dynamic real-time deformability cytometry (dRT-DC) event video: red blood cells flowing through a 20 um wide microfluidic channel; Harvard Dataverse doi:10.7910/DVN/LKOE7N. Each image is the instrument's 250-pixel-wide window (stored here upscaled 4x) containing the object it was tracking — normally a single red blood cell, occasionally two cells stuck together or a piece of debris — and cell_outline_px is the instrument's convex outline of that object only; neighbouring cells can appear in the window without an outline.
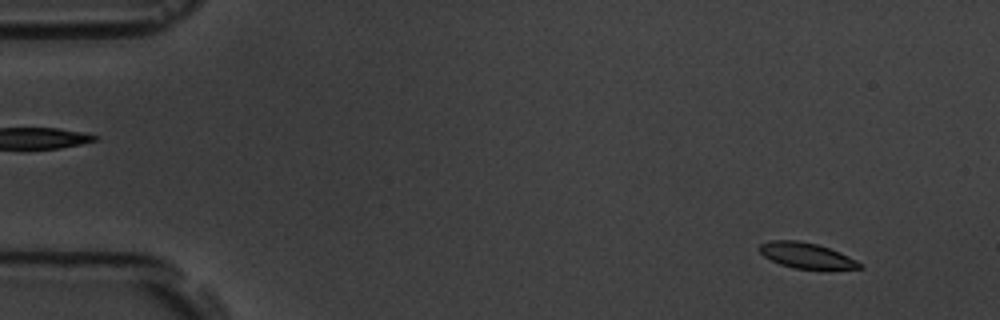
{"species": "common noctule bat (a hibernating species)", "species_latin": "Nyctalus noctula", "temperature_condition": "room temperature", "stored_images_in_passage": 6, "camera_frame_rate_fps": 3000, "um_per_image_px": 0.085, "animal": {"sex": "male", "body_mass_g": 19.5, "forearm_length_mm": 54.6}, "frame": {"image": 1, "passage_image": 1, "time_ms": 0.0, "image_size_px": [1000, 320], "cell_outline_px": [[864, 268], [796, 268], [780, 264], [764, 256], [756, 248], [760, 244], [772, 240], [796, 240], [816, 244], [840, 252], [864, 264]], "centroid_in_image_um": [68.52, 21.7], "position_along_channel_um": 16.5, "area_um2": 14.62}}
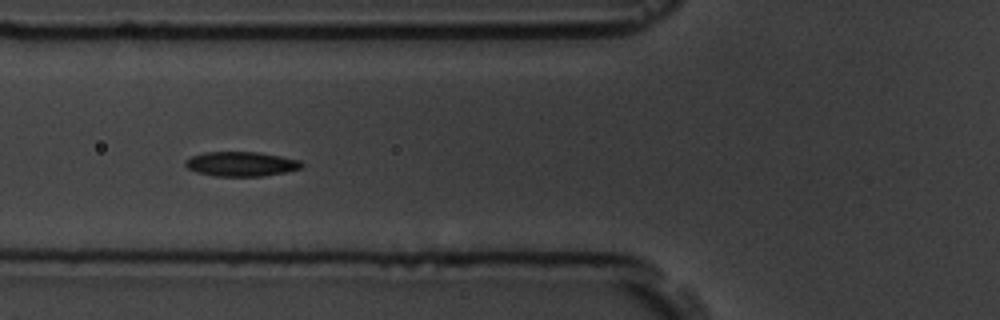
{"frame": {"image": 2, "passage_image": 5, "time_ms": 5.667, "image_size_px": [1000, 320], "cell_outline_px": [[304, 164], [300, 168], [284, 172], [264, 176], [212, 176], [196, 172], [188, 168], [184, 164], [184, 160], [192, 156], [204, 152], [260, 152], [300, 160]], "centroid_in_image_um": [20.47, 13.93], "position_along_channel_um": 105.3, "area_um2": 16.7}}
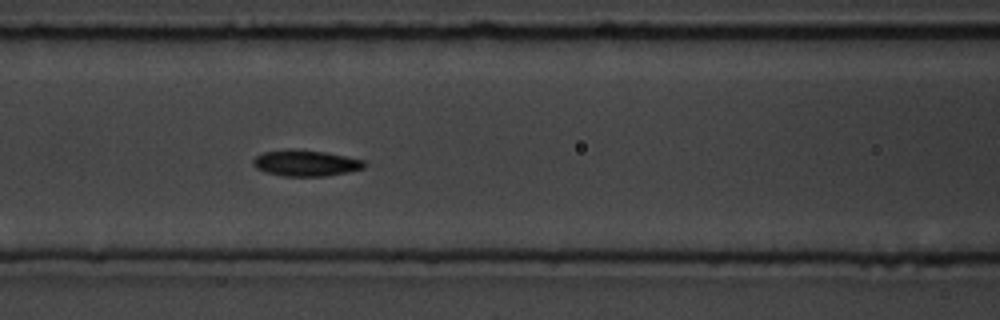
{"frame": {"image": 3, "passage_image": 6, "time_ms": 6.667, "image_size_px": [1000, 320], "cell_outline_px": [[368, 164], [364, 168], [348, 172], [328, 176], [284, 176], [264, 172], [256, 168], [252, 164], [252, 160], [256, 156], [264, 152], [288, 148], [324, 152], [364, 160]], "centroid_in_image_um": [25.97, 13.86], "position_along_channel_um": 140.6, "area_um2": 17.05}}